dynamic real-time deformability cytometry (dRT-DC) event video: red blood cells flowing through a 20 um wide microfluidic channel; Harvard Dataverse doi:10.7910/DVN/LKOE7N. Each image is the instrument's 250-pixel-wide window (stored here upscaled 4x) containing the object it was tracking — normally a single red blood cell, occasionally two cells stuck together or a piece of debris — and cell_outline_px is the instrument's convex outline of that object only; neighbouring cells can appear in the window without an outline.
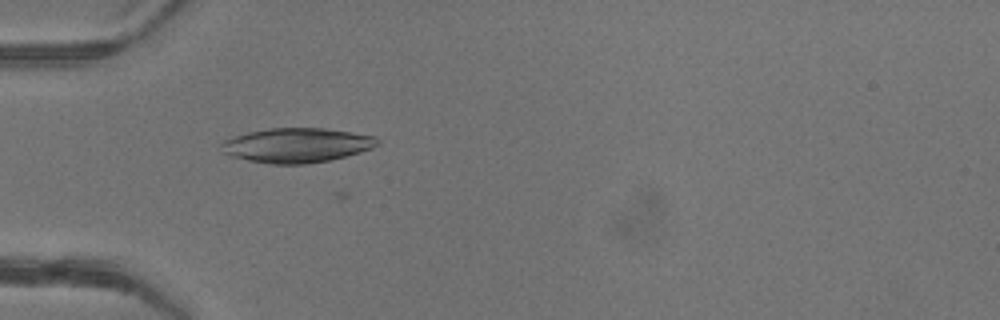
{"species": "common noctule bat (a hibernating species)", "species_latin": "Nyctalus noctula", "temperature_condition": "warm", "stored_images_in_passage": 13, "camera_frame_rate_fps": 3000, "um_per_image_px": 0.085, "animal": {"sex": "female"}, "frame": {"image": 1, "passage_image": 9, "time_ms": 2.667, "image_size_px": [1000, 320], "cell_outline_px": [[380, 144], [372, 148], [360, 152], [328, 160], [304, 164], [272, 164], [248, 160], [232, 156], [224, 152], [220, 144], [224, 140], [248, 132], [268, 128], [324, 128], [376, 136], [380, 140]], "centroid_in_image_um": [25.25, 12.34], "position_along_channel_um": 59.8, "area_um2": 31.21}}
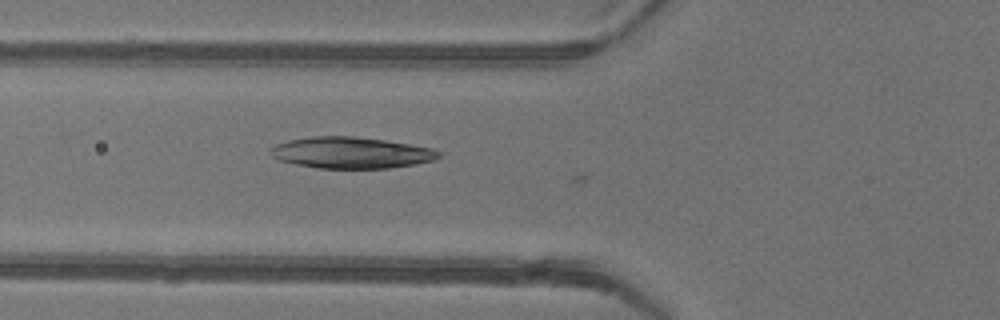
{"frame": {"image": 2, "passage_image": 12, "time_ms": 3.667, "image_size_px": [1000, 320], "cell_outline_px": [[440, 156], [432, 160], [416, 164], [388, 168], [316, 168], [296, 164], [280, 160], [272, 156], [268, 152], [268, 148], [276, 144], [288, 140], [312, 136], [352, 136], [384, 140], [432, 148], [440, 152]], "centroid_in_image_um": [29.79, 12.98], "position_along_channel_um": 96.0, "area_um2": 30.63}}